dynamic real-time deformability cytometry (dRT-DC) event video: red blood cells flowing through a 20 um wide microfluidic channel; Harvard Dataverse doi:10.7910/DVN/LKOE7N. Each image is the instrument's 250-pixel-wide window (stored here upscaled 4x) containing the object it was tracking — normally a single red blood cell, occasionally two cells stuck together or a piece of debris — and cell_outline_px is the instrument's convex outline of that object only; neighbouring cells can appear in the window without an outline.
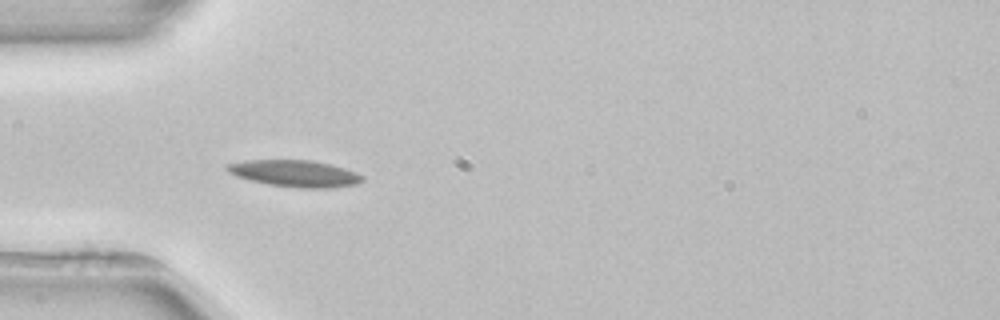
{"species": "common noctule bat (a hibernating species)", "species_latin": "Nyctalus noctula", "temperature_condition": "room temperature", "stored_images_in_passage": 5, "camera_frame_rate_fps": 3000, "um_per_image_px": 0.085, "animal": {"sex": "female", "body_mass_g": 22.7, "forearm_length_mm": 54.2}, "frame": {"image": 1, "passage_image": 4, "time_ms": 4.0, "image_size_px": [1000, 320], "cell_outline_px": [[364, 180], [360, 184], [332, 188], [296, 188], [268, 184], [236, 176], [228, 172], [224, 168], [224, 164], [244, 160], [312, 160], [332, 164], [356, 172], [364, 176]], "centroid_in_image_um": [25.08, 14.74], "position_along_channel_um": 59.9, "area_um2": 21.39}}